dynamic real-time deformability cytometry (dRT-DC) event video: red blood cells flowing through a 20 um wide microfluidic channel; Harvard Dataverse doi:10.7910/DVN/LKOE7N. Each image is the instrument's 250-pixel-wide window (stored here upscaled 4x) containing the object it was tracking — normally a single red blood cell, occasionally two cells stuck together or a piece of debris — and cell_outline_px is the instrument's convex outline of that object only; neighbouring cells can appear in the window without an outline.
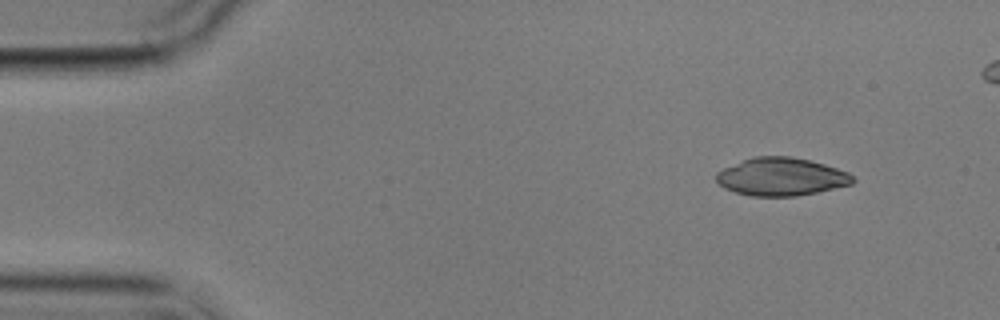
{"species": "common noctule bat (a hibernating species)", "species_latin": "Nyctalus noctula", "temperature_condition": "cold", "stored_images_in_passage": 4, "camera_frame_rate_fps": 3000, "um_per_image_px": 0.085, "animal": {"sex": "male", "body_mass_g": 17.9}, "frame": {"image": 1, "passage_image": 1, "time_ms": 0.0, "image_size_px": [1000, 320], "cell_outline_px": [[856, 180], [852, 184], [816, 192], [796, 196], [752, 196], [736, 192], [724, 188], [716, 180], [716, 172], [724, 168], [752, 156], [792, 156], [824, 164], [848, 172]], "centroid_in_image_um": [66.4, 15.02], "position_along_channel_um": 18.6, "area_um2": 30.06}}